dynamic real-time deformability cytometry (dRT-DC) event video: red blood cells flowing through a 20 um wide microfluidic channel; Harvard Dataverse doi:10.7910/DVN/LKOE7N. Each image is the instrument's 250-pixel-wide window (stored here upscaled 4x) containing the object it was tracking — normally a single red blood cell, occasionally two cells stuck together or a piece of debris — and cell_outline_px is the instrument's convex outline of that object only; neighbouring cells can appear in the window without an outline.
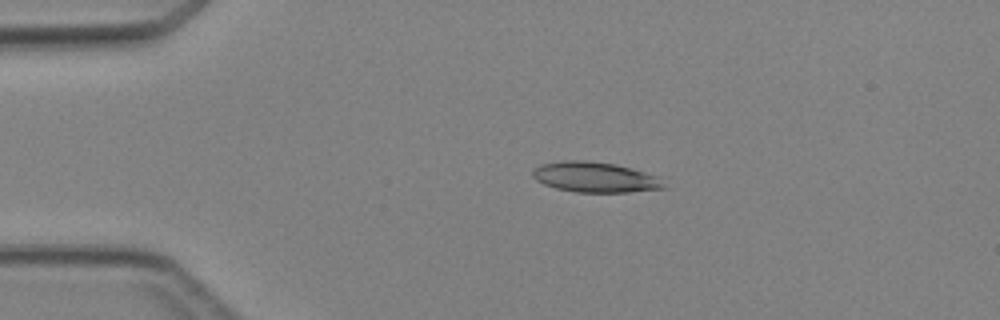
{"species": "Egyptian fruit bat (a non-hibernating species)", "species_latin": "Rousettus aegyptiacus", "temperature_condition": "cold", "stored_images_in_passage": 3, "camera_frame_rate_fps": 3000, "um_per_image_px": 0.085, "animal": {"sex": "female"}, "frame": {"image": 1, "passage_image": 2, "time_ms": 1.333, "image_size_px": [1000, 320], "cell_outline_px": [[668, 188], [628, 192], [576, 192], [556, 188], [544, 184], [536, 180], [532, 176], [532, 168], [540, 164], [564, 160], [588, 160], [616, 164], [660, 176]], "centroid_in_image_um": [50.6, 15.05], "position_along_channel_um": 34.4, "area_um2": 23.52}}